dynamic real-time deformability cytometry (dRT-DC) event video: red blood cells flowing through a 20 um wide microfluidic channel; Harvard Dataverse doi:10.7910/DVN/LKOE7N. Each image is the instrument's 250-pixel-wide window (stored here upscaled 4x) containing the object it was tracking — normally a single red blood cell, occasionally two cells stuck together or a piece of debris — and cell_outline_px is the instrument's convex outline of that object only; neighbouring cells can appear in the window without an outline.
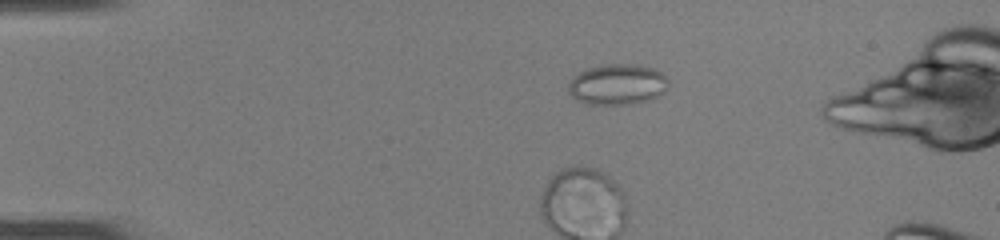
{"species": "common noctule bat (a hibernating species)", "species_latin": "Nyctalus noctula", "temperature_condition": "room temperature", "stored_images_in_passage": 34, "camera_frame_rate_fps": 3000, "um_per_image_px": 0.085, "animal": {"sex": "female", "body_mass_g": 22.0, "forearm_length_mm": 56.7}, "frame": {"image": 1, "passage_image": 1, "time_ms": 0.0, "image_size_px": [1000, 240], "cell_outline_px": [[668, 88], [656, 96], [648, 100], [628, 104], [588, 104], [572, 96], [568, 92], [568, 84], [580, 72], [588, 68], [604, 64], [636, 64], [656, 68], [668, 80]], "centroid_in_image_um": [52.5, 7.16], "position_along_channel_um": 32.5, "area_um2": 23.52}}